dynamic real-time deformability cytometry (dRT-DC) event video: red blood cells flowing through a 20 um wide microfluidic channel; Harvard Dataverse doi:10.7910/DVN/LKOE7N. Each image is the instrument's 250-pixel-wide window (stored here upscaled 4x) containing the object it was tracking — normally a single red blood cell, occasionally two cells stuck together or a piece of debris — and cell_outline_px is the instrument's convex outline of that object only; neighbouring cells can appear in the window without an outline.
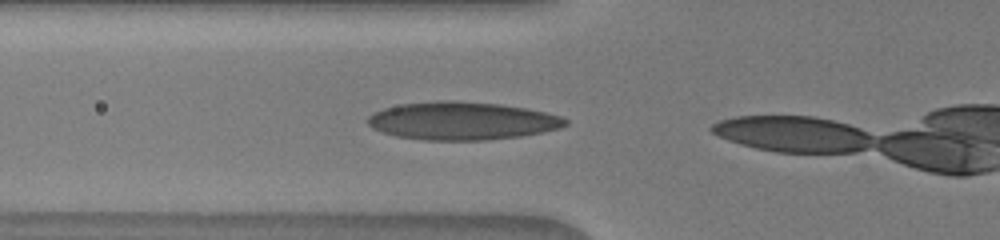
{"species": "human", "species_latin": "Homo sapiens", "temperature_condition": "warm", "stored_images_in_passage": 13, "camera_frame_rate_fps": 3000, "um_per_image_px": 0.085, "donor": {"sex": "male"}, "frame": {"image": 1, "passage_image": 10, "time_ms": 4.333, "image_size_px": [1000, 240], "cell_outline_px": [[568, 124], [560, 128], [544, 132], [520, 136], [488, 140], [424, 140], [396, 136], [372, 128], [368, 124], [368, 116], [372, 112], [384, 108], [400, 104], [436, 100], [452, 100], [500, 104], [528, 108], [560, 116], [568, 120]], "centroid_in_image_um": [39.27, 10.27], "position_along_channel_um": 86.5, "area_um2": 43.93}}